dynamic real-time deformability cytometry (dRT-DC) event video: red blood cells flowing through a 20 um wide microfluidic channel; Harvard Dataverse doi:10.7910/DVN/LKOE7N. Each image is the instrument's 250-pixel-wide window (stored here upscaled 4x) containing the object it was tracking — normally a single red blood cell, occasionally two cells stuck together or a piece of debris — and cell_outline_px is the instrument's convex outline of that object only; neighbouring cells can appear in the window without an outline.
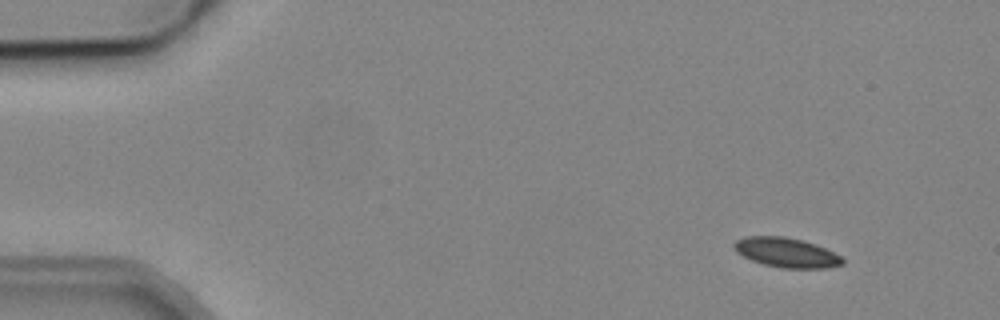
{"species": "common noctule bat (a hibernating species)", "species_latin": "Nyctalus noctula", "temperature_condition": "cold", "stored_images_in_passage": 5, "camera_frame_rate_fps": 3000, "um_per_image_px": 0.085, "animal": {"sex": "male", "body_mass_g": 19.2, "forearm_length_mm": 51.8}, "frame": {"image": 1, "passage_image": 2, "time_ms": 1.0, "image_size_px": [1000, 320], "cell_outline_px": [[844, 264], [828, 268], [784, 268], [764, 264], [752, 260], [736, 252], [732, 244], [736, 240], [744, 236], [784, 236], [800, 240], [824, 248], [840, 256], [844, 260]], "centroid_in_image_um": [66.81, 21.47], "position_along_channel_um": 18.2, "area_um2": 18.5}}